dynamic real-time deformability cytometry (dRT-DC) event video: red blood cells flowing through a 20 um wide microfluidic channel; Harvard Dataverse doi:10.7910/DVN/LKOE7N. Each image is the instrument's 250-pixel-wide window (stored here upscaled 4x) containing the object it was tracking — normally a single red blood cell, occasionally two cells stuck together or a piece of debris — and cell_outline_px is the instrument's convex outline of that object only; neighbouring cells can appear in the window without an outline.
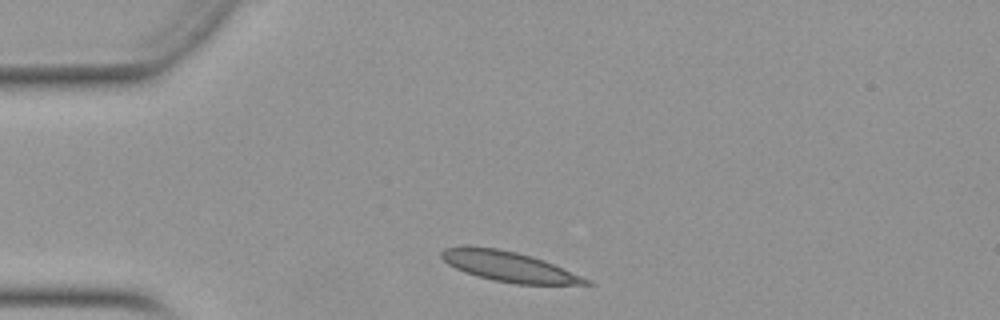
{"species": "Egyptian fruit bat (a non-hibernating species)", "species_latin": "Rousettus aegyptiacus", "temperature_condition": "warm", "stored_images_in_passage": 32, "camera_frame_rate_fps": 3000, "um_per_image_px": 0.085, "animal": {"sex": "female"}, "frame": {"image": 1, "passage_image": 2, "time_ms": 0.333, "image_size_px": [1000, 320], "cell_outline_px": [[592, 284], [516, 284], [492, 280], [464, 272], [448, 264], [440, 256], [440, 252], [444, 248], [496, 248], [516, 252], [532, 256], [544, 260], [592, 280]], "centroid_in_image_um": [43.31, 22.68], "position_along_channel_um": 41.7, "area_um2": 24.8}}
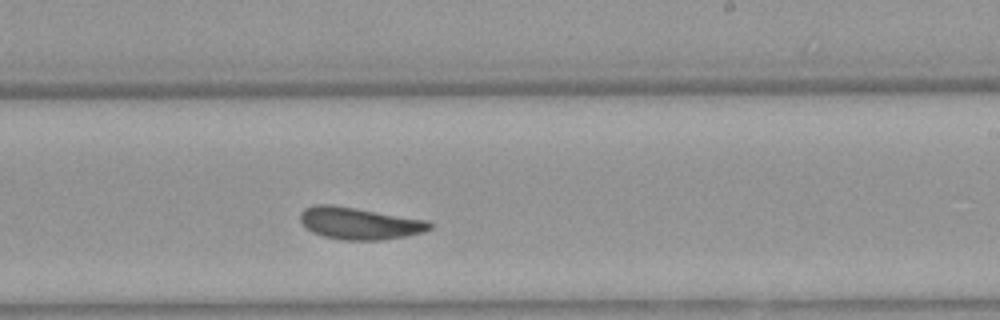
{"frame": {"image": 2, "passage_image": 21, "time_ms": 6.667, "image_size_px": [1000, 320], "cell_outline_px": [[432, 228], [424, 232], [408, 236], [380, 240], [344, 240], [324, 236], [312, 232], [304, 228], [300, 220], [300, 212], [304, 208], [316, 204], [332, 204], [428, 220], [432, 224]], "centroid_in_image_um": [30.54, 18.98], "position_along_channel_um": 258.5, "area_um2": 24.39}}
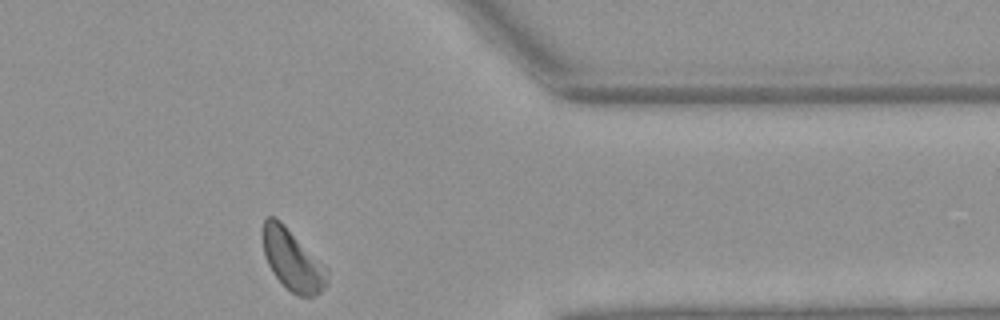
{"frame": {"image": 3, "passage_image": 32, "time_ms": 10.333, "image_size_px": [1000, 320], "cell_outline_px": [[328, 284], [316, 296], [296, 296], [272, 272], [264, 256], [264, 220], [268, 216], [276, 216], [328, 268]], "centroid_in_image_um": [24.9, 22.11], "position_along_channel_um": 386.5, "area_um2": 22.72}, "authors_computed_cell_mechanics": {"area_um2": 23.7269, "velocity_mm_per_s": 3.8995, "shape_relaxation_time_tau1_ms": 3.2993, "shape_relaxation_time_tau2_ms": 1.994, "deformation_change_tau1": 0.1442, "deformation_change_tau2": 0.0781}}